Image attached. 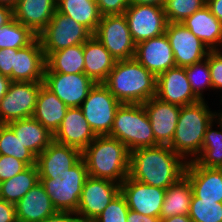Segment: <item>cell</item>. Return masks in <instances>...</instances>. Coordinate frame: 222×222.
<instances>
[{"label": "cell", "instance_id": "6da1fadb", "mask_svg": "<svg viewBox=\"0 0 222 222\" xmlns=\"http://www.w3.org/2000/svg\"><path fill=\"white\" fill-rule=\"evenodd\" d=\"M187 162L168 145L140 148L130 152L128 176L140 183L167 189L184 176Z\"/></svg>", "mask_w": 222, "mask_h": 222}, {"label": "cell", "instance_id": "7a4b0ae2", "mask_svg": "<svg viewBox=\"0 0 222 222\" xmlns=\"http://www.w3.org/2000/svg\"><path fill=\"white\" fill-rule=\"evenodd\" d=\"M157 77L135 58L116 61L103 83L122 104H143L156 96Z\"/></svg>", "mask_w": 222, "mask_h": 222}, {"label": "cell", "instance_id": "3957f363", "mask_svg": "<svg viewBox=\"0 0 222 222\" xmlns=\"http://www.w3.org/2000/svg\"><path fill=\"white\" fill-rule=\"evenodd\" d=\"M88 176L121 184L129 175L130 152L116 138H96L82 151Z\"/></svg>", "mask_w": 222, "mask_h": 222}, {"label": "cell", "instance_id": "277c9868", "mask_svg": "<svg viewBox=\"0 0 222 222\" xmlns=\"http://www.w3.org/2000/svg\"><path fill=\"white\" fill-rule=\"evenodd\" d=\"M214 112L210 111L205 100L182 106L178 117L173 140L169 147L184 160L191 156L196 159L203 145L207 127L214 120Z\"/></svg>", "mask_w": 222, "mask_h": 222}, {"label": "cell", "instance_id": "5b68a950", "mask_svg": "<svg viewBox=\"0 0 222 222\" xmlns=\"http://www.w3.org/2000/svg\"><path fill=\"white\" fill-rule=\"evenodd\" d=\"M108 136L122 142L129 152L159 145L143 104H121Z\"/></svg>", "mask_w": 222, "mask_h": 222}, {"label": "cell", "instance_id": "8992f818", "mask_svg": "<svg viewBox=\"0 0 222 222\" xmlns=\"http://www.w3.org/2000/svg\"><path fill=\"white\" fill-rule=\"evenodd\" d=\"M87 177L88 171L83 159L60 174H39V180L57 211L74 213L78 209Z\"/></svg>", "mask_w": 222, "mask_h": 222}, {"label": "cell", "instance_id": "52a82bcc", "mask_svg": "<svg viewBox=\"0 0 222 222\" xmlns=\"http://www.w3.org/2000/svg\"><path fill=\"white\" fill-rule=\"evenodd\" d=\"M119 102L103 83H95L80 108L96 136L109 135Z\"/></svg>", "mask_w": 222, "mask_h": 222}, {"label": "cell", "instance_id": "ba28073f", "mask_svg": "<svg viewBox=\"0 0 222 222\" xmlns=\"http://www.w3.org/2000/svg\"><path fill=\"white\" fill-rule=\"evenodd\" d=\"M92 35L93 33L87 27L56 11L38 37L46 58L52 52L83 44Z\"/></svg>", "mask_w": 222, "mask_h": 222}, {"label": "cell", "instance_id": "9c48e42d", "mask_svg": "<svg viewBox=\"0 0 222 222\" xmlns=\"http://www.w3.org/2000/svg\"><path fill=\"white\" fill-rule=\"evenodd\" d=\"M117 60L134 58L136 44L124 14L104 15L93 34Z\"/></svg>", "mask_w": 222, "mask_h": 222}, {"label": "cell", "instance_id": "30bf717a", "mask_svg": "<svg viewBox=\"0 0 222 222\" xmlns=\"http://www.w3.org/2000/svg\"><path fill=\"white\" fill-rule=\"evenodd\" d=\"M43 82L11 81L0 102V124L33 117Z\"/></svg>", "mask_w": 222, "mask_h": 222}, {"label": "cell", "instance_id": "8fae6325", "mask_svg": "<svg viewBox=\"0 0 222 222\" xmlns=\"http://www.w3.org/2000/svg\"><path fill=\"white\" fill-rule=\"evenodd\" d=\"M119 193V183L88 176L75 214L82 222H92Z\"/></svg>", "mask_w": 222, "mask_h": 222}, {"label": "cell", "instance_id": "7c38bea8", "mask_svg": "<svg viewBox=\"0 0 222 222\" xmlns=\"http://www.w3.org/2000/svg\"><path fill=\"white\" fill-rule=\"evenodd\" d=\"M124 15L136 45L165 34L168 22L163 7L130 4Z\"/></svg>", "mask_w": 222, "mask_h": 222}, {"label": "cell", "instance_id": "4fadbf2b", "mask_svg": "<svg viewBox=\"0 0 222 222\" xmlns=\"http://www.w3.org/2000/svg\"><path fill=\"white\" fill-rule=\"evenodd\" d=\"M165 34L174 53L176 67H188L207 58L209 48L182 23H167Z\"/></svg>", "mask_w": 222, "mask_h": 222}, {"label": "cell", "instance_id": "5bb4252c", "mask_svg": "<svg viewBox=\"0 0 222 222\" xmlns=\"http://www.w3.org/2000/svg\"><path fill=\"white\" fill-rule=\"evenodd\" d=\"M43 85L53 92L66 106L80 107L95 82L85 73L44 72Z\"/></svg>", "mask_w": 222, "mask_h": 222}, {"label": "cell", "instance_id": "9a60e30c", "mask_svg": "<svg viewBox=\"0 0 222 222\" xmlns=\"http://www.w3.org/2000/svg\"><path fill=\"white\" fill-rule=\"evenodd\" d=\"M166 189L140 183L129 176L120 184L127 206L143 215L160 217Z\"/></svg>", "mask_w": 222, "mask_h": 222}, {"label": "cell", "instance_id": "2e32d148", "mask_svg": "<svg viewBox=\"0 0 222 222\" xmlns=\"http://www.w3.org/2000/svg\"><path fill=\"white\" fill-rule=\"evenodd\" d=\"M156 97L181 107L200 101L194 95L183 67L168 69L157 76Z\"/></svg>", "mask_w": 222, "mask_h": 222}, {"label": "cell", "instance_id": "e0dca14e", "mask_svg": "<svg viewBox=\"0 0 222 222\" xmlns=\"http://www.w3.org/2000/svg\"><path fill=\"white\" fill-rule=\"evenodd\" d=\"M150 119L155 141L170 145L178 123L181 106L162 101L156 96L143 103Z\"/></svg>", "mask_w": 222, "mask_h": 222}, {"label": "cell", "instance_id": "ac0fdd59", "mask_svg": "<svg viewBox=\"0 0 222 222\" xmlns=\"http://www.w3.org/2000/svg\"><path fill=\"white\" fill-rule=\"evenodd\" d=\"M134 58L156 77L176 67L174 53L166 34L138 43Z\"/></svg>", "mask_w": 222, "mask_h": 222}, {"label": "cell", "instance_id": "d6986e66", "mask_svg": "<svg viewBox=\"0 0 222 222\" xmlns=\"http://www.w3.org/2000/svg\"><path fill=\"white\" fill-rule=\"evenodd\" d=\"M96 135L91 130L80 107H69L53 140L74 147L81 152L91 144Z\"/></svg>", "mask_w": 222, "mask_h": 222}, {"label": "cell", "instance_id": "ffe728a7", "mask_svg": "<svg viewBox=\"0 0 222 222\" xmlns=\"http://www.w3.org/2000/svg\"><path fill=\"white\" fill-rule=\"evenodd\" d=\"M45 56L37 36L29 45L18 49L12 67V81L43 82Z\"/></svg>", "mask_w": 222, "mask_h": 222}, {"label": "cell", "instance_id": "44dd1931", "mask_svg": "<svg viewBox=\"0 0 222 222\" xmlns=\"http://www.w3.org/2000/svg\"><path fill=\"white\" fill-rule=\"evenodd\" d=\"M184 176L197 198L222 202V169L202 167L191 160L187 162Z\"/></svg>", "mask_w": 222, "mask_h": 222}, {"label": "cell", "instance_id": "7402d4cb", "mask_svg": "<svg viewBox=\"0 0 222 222\" xmlns=\"http://www.w3.org/2000/svg\"><path fill=\"white\" fill-rule=\"evenodd\" d=\"M57 11V0H18L13 17L39 35Z\"/></svg>", "mask_w": 222, "mask_h": 222}, {"label": "cell", "instance_id": "603a6c76", "mask_svg": "<svg viewBox=\"0 0 222 222\" xmlns=\"http://www.w3.org/2000/svg\"><path fill=\"white\" fill-rule=\"evenodd\" d=\"M17 222H42L57 212L39 181L16 204Z\"/></svg>", "mask_w": 222, "mask_h": 222}, {"label": "cell", "instance_id": "cb8c5ba5", "mask_svg": "<svg viewBox=\"0 0 222 222\" xmlns=\"http://www.w3.org/2000/svg\"><path fill=\"white\" fill-rule=\"evenodd\" d=\"M82 159V152L74 147L53 140L50 145L37 156L36 165L39 174H60L69 170Z\"/></svg>", "mask_w": 222, "mask_h": 222}, {"label": "cell", "instance_id": "d4e9b609", "mask_svg": "<svg viewBox=\"0 0 222 222\" xmlns=\"http://www.w3.org/2000/svg\"><path fill=\"white\" fill-rule=\"evenodd\" d=\"M83 55L84 73L93 82L104 83L117 60L94 35L83 43Z\"/></svg>", "mask_w": 222, "mask_h": 222}, {"label": "cell", "instance_id": "484cf974", "mask_svg": "<svg viewBox=\"0 0 222 222\" xmlns=\"http://www.w3.org/2000/svg\"><path fill=\"white\" fill-rule=\"evenodd\" d=\"M196 37H198L209 50L222 49V23L205 5L181 22ZM219 44V45H218Z\"/></svg>", "mask_w": 222, "mask_h": 222}, {"label": "cell", "instance_id": "4316f807", "mask_svg": "<svg viewBox=\"0 0 222 222\" xmlns=\"http://www.w3.org/2000/svg\"><path fill=\"white\" fill-rule=\"evenodd\" d=\"M7 125L13 130L17 138L20 139L23 146L36 158L53 141V134H51L34 117L14 120L7 123Z\"/></svg>", "mask_w": 222, "mask_h": 222}, {"label": "cell", "instance_id": "83f0119b", "mask_svg": "<svg viewBox=\"0 0 222 222\" xmlns=\"http://www.w3.org/2000/svg\"><path fill=\"white\" fill-rule=\"evenodd\" d=\"M68 108L53 92L42 85L37 95L33 117L54 135Z\"/></svg>", "mask_w": 222, "mask_h": 222}, {"label": "cell", "instance_id": "f1b7e54d", "mask_svg": "<svg viewBox=\"0 0 222 222\" xmlns=\"http://www.w3.org/2000/svg\"><path fill=\"white\" fill-rule=\"evenodd\" d=\"M57 11L96 32L102 15L96 0H57Z\"/></svg>", "mask_w": 222, "mask_h": 222}, {"label": "cell", "instance_id": "f546056e", "mask_svg": "<svg viewBox=\"0 0 222 222\" xmlns=\"http://www.w3.org/2000/svg\"><path fill=\"white\" fill-rule=\"evenodd\" d=\"M192 195V185L183 176L177 183L166 189L160 219L189 214Z\"/></svg>", "mask_w": 222, "mask_h": 222}, {"label": "cell", "instance_id": "4dcf8cb0", "mask_svg": "<svg viewBox=\"0 0 222 222\" xmlns=\"http://www.w3.org/2000/svg\"><path fill=\"white\" fill-rule=\"evenodd\" d=\"M45 64L44 72L84 73L83 44L69 46L50 53L45 58Z\"/></svg>", "mask_w": 222, "mask_h": 222}, {"label": "cell", "instance_id": "1f68e13d", "mask_svg": "<svg viewBox=\"0 0 222 222\" xmlns=\"http://www.w3.org/2000/svg\"><path fill=\"white\" fill-rule=\"evenodd\" d=\"M39 181L37 165L28 166L9 180L0 182V199L16 204Z\"/></svg>", "mask_w": 222, "mask_h": 222}, {"label": "cell", "instance_id": "d6a6232c", "mask_svg": "<svg viewBox=\"0 0 222 222\" xmlns=\"http://www.w3.org/2000/svg\"><path fill=\"white\" fill-rule=\"evenodd\" d=\"M212 124L207 127L200 154L193 161L202 167L222 169V128L212 130Z\"/></svg>", "mask_w": 222, "mask_h": 222}, {"label": "cell", "instance_id": "836d02e7", "mask_svg": "<svg viewBox=\"0 0 222 222\" xmlns=\"http://www.w3.org/2000/svg\"><path fill=\"white\" fill-rule=\"evenodd\" d=\"M37 35L14 17L0 27V49H20L29 45Z\"/></svg>", "mask_w": 222, "mask_h": 222}, {"label": "cell", "instance_id": "e575fe53", "mask_svg": "<svg viewBox=\"0 0 222 222\" xmlns=\"http://www.w3.org/2000/svg\"><path fill=\"white\" fill-rule=\"evenodd\" d=\"M0 155L17 158L27 166L36 165V157L23 146L7 124H0Z\"/></svg>", "mask_w": 222, "mask_h": 222}, {"label": "cell", "instance_id": "d590c367", "mask_svg": "<svg viewBox=\"0 0 222 222\" xmlns=\"http://www.w3.org/2000/svg\"><path fill=\"white\" fill-rule=\"evenodd\" d=\"M188 215L192 222H222V202L203 200L193 194Z\"/></svg>", "mask_w": 222, "mask_h": 222}, {"label": "cell", "instance_id": "8d00e7d4", "mask_svg": "<svg viewBox=\"0 0 222 222\" xmlns=\"http://www.w3.org/2000/svg\"><path fill=\"white\" fill-rule=\"evenodd\" d=\"M206 3L207 0H165L163 9L168 23H181Z\"/></svg>", "mask_w": 222, "mask_h": 222}, {"label": "cell", "instance_id": "74e56055", "mask_svg": "<svg viewBox=\"0 0 222 222\" xmlns=\"http://www.w3.org/2000/svg\"><path fill=\"white\" fill-rule=\"evenodd\" d=\"M185 72L190 83L191 89L194 95L200 100L203 99V91L206 88H212L211 72L207 58L201 62L194 63L188 67H185Z\"/></svg>", "mask_w": 222, "mask_h": 222}, {"label": "cell", "instance_id": "f35d334b", "mask_svg": "<svg viewBox=\"0 0 222 222\" xmlns=\"http://www.w3.org/2000/svg\"><path fill=\"white\" fill-rule=\"evenodd\" d=\"M129 207L121 192L92 222H127Z\"/></svg>", "mask_w": 222, "mask_h": 222}, {"label": "cell", "instance_id": "ab89813d", "mask_svg": "<svg viewBox=\"0 0 222 222\" xmlns=\"http://www.w3.org/2000/svg\"><path fill=\"white\" fill-rule=\"evenodd\" d=\"M28 166L12 156L0 155V182L9 180L11 177L25 170Z\"/></svg>", "mask_w": 222, "mask_h": 222}, {"label": "cell", "instance_id": "60d3db41", "mask_svg": "<svg viewBox=\"0 0 222 222\" xmlns=\"http://www.w3.org/2000/svg\"><path fill=\"white\" fill-rule=\"evenodd\" d=\"M208 64L211 72V81L214 89L222 92V52L210 50L208 53Z\"/></svg>", "mask_w": 222, "mask_h": 222}, {"label": "cell", "instance_id": "b9f144b4", "mask_svg": "<svg viewBox=\"0 0 222 222\" xmlns=\"http://www.w3.org/2000/svg\"><path fill=\"white\" fill-rule=\"evenodd\" d=\"M98 9L102 16L124 14L129 7V0H96Z\"/></svg>", "mask_w": 222, "mask_h": 222}, {"label": "cell", "instance_id": "7bdbcfd3", "mask_svg": "<svg viewBox=\"0 0 222 222\" xmlns=\"http://www.w3.org/2000/svg\"><path fill=\"white\" fill-rule=\"evenodd\" d=\"M18 49H0V73L9 77L12 81V67H14L15 55Z\"/></svg>", "mask_w": 222, "mask_h": 222}, {"label": "cell", "instance_id": "ee69618b", "mask_svg": "<svg viewBox=\"0 0 222 222\" xmlns=\"http://www.w3.org/2000/svg\"><path fill=\"white\" fill-rule=\"evenodd\" d=\"M0 222H17L15 204L0 199Z\"/></svg>", "mask_w": 222, "mask_h": 222}, {"label": "cell", "instance_id": "f6af8a7d", "mask_svg": "<svg viewBox=\"0 0 222 222\" xmlns=\"http://www.w3.org/2000/svg\"><path fill=\"white\" fill-rule=\"evenodd\" d=\"M75 215V217H73ZM42 222H82L74 212L57 211Z\"/></svg>", "mask_w": 222, "mask_h": 222}, {"label": "cell", "instance_id": "bcb514c9", "mask_svg": "<svg viewBox=\"0 0 222 222\" xmlns=\"http://www.w3.org/2000/svg\"><path fill=\"white\" fill-rule=\"evenodd\" d=\"M127 222H161L160 217H151L147 215H143L134 210L128 211L127 214Z\"/></svg>", "mask_w": 222, "mask_h": 222}, {"label": "cell", "instance_id": "7dc6e473", "mask_svg": "<svg viewBox=\"0 0 222 222\" xmlns=\"http://www.w3.org/2000/svg\"><path fill=\"white\" fill-rule=\"evenodd\" d=\"M206 5L210 8L211 12L222 23V0H207Z\"/></svg>", "mask_w": 222, "mask_h": 222}, {"label": "cell", "instance_id": "c3c4849f", "mask_svg": "<svg viewBox=\"0 0 222 222\" xmlns=\"http://www.w3.org/2000/svg\"><path fill=\"white\" fill-rule=\"evenodd\" d=\"M13 18V9L4 5H0V27L9 22Z\"/></svg>", "mask_w": 222, "mask_h": 222}, {"label": "cell", "instance_id": "681fc988", "mask_svg": "<svg viewBox=\"0 0 222 222\" xmlns=\"http://www.w3.org/2000/svg\"><path fill=\"white\" fill-rule=\"evenodd\" d=\"M11 83L9 77H6L0 73V102L4 95L7 93L8 87Z\"/></svg>", "mask_w": 222, "mask_h": 222}, {"label": "cell", "instance_id": "f907efd6", "mask_svg": "<svg viewBox=\"0 0 222 222\" xmlns=\"http://www.w3.org/2000/svg\"><path fill=\"white\" fill-rule=\"evenodd\" d=\"M130 4L134 5H143V4H148V5H155L158 7H163L165 0H129Z\"/></svg>", "mask_w": 222, "mask_h": 222}, {"label": "cell", "instance_id": "816d5d0a", "mask_svg": "<svg viewBox=\"0 0 222 222\" xmlns=\"http://www.w3.org/2000/svg\"><path fill=\"white\" fill-rule=\"evenodd\" d=\"M161 222H192L189 215H175L169 218L161 219Z\"/></svg>", "mask_w": 222, "mask_h": 222}, {"label": "cell", "instance_id": "f5cc1de1", "mask_svg": "<svg viewBox=\"0 0 222 222\" xmlns=\"http://www.w3.org/2000/svg\"><path fill=\"white\" fill-rule=\"evenodd\" d=\"M18 0H0V5L14 8Z\"/></svg>", "mask_w": 222, "mask_h": 222}, {"label": "cell", "instance_id": "db71d44e", "mask_svg": "<svg viewBox=\"0 0 222 222\" xmlns=\"http://www.w3.org/2000/svg\"><path fill=\"white\" fill-rule=\"evenodd\" d=\"M216 117H219L218 119H217V121H219L218 123H219V126L222 128V110H221V112L218 114V113H214V118H216Z\"/></svg>", "mask_w": 222, "mask_h": 222}]
</instances>
